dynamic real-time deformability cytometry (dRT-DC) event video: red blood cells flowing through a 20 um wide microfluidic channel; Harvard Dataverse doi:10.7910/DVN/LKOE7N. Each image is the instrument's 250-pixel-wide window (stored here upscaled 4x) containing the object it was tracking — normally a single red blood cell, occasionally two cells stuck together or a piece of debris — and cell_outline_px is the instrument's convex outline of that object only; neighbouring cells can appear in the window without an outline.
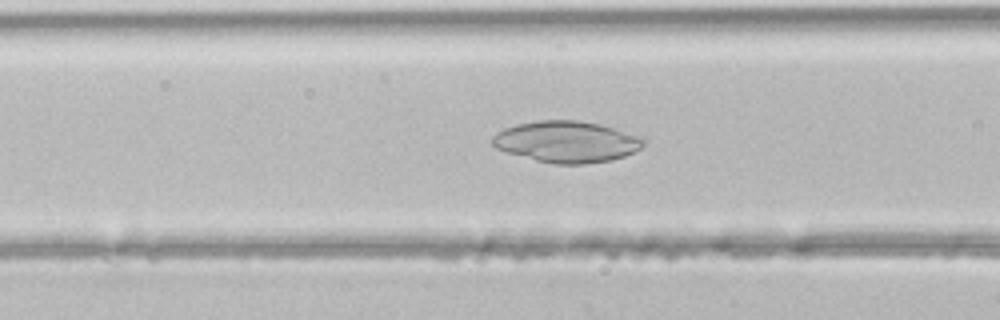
{"species": "common noctule bat (a hibernating species)", "species_latin": "Nyctalus noctula", "temperature_condition": "room temperature", "stored_images_in_passage": 25, "camera_frame_rate_fps": 3000, "um_per_image_px": 0.085, "animal": {"sex": "male", "body_mass_g": 21.5, "forearm_length_mm": 52.0}, "frame": {"image": 1, "passage_image": 6, "time_ms": 1.667, "image_size_px": [1000, 320], "cell_outline_px": [[644, 144], [640, 148], [624, 156], [612, 160], [584, 164], [552, 164], [504, 152], [496, 148], [492, 144], [492, 136], [496, 132], [504, 128], [516, 124], [540, 120], [580, 120], [600, 124], [644, 136]], "centroid_in_image_um": [48.16, 12.04], "position_along_channel_um": 118.4, "area_um2": 36.76}}
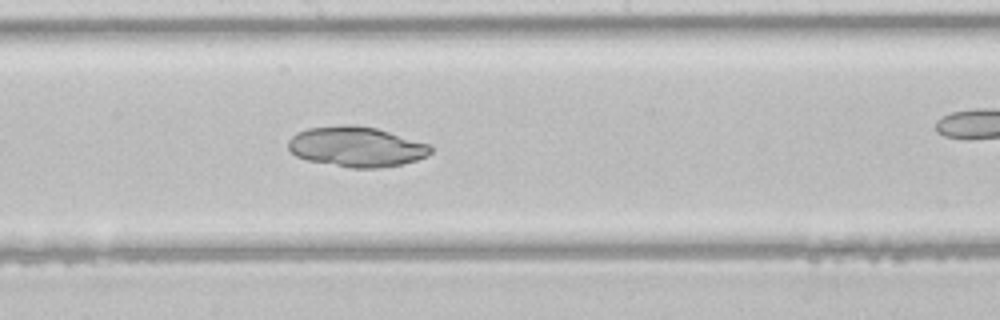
{"frame": {"image": 2, "passage_image": 13, "time_ms": 4.0, "image_size_px": [1000, 320], "cell_outline_px": [[432, 152], [428, 156], [416, 160], [400, 164], [380, 168], [352, 168], [308, 160], [296, 156], [288, 148], [288, 140], [296, 132], [308, 128], [348, 124], [352, 124], [376, 128], [432, 144]], "centroid_in_image_um": [30.32, 12.46], "position_along_channel_um": 217.9, "area_um2": 33.47}}
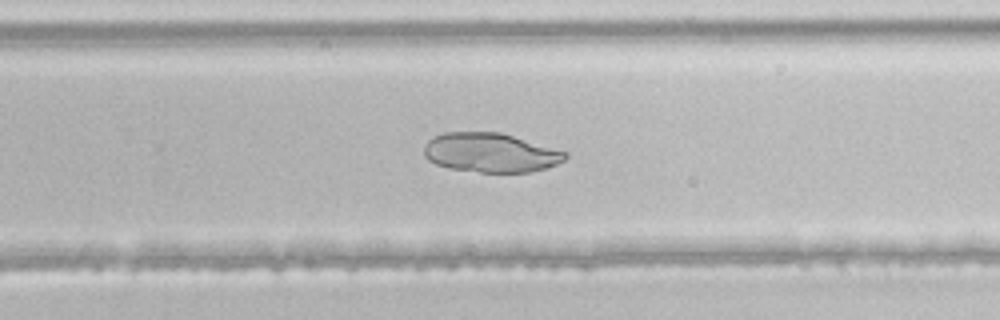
{"frame": {"image": 3, "passage_image": 18, "time_ms": 5.667, "image_size_px": [1000, 320], "cell_outline_px": [[568, 156], [564, 160], [556, 164], [532, 172], [480, 172], [448, 168], [436, 164], [428, 160], [424, 156], [424, 144], [428, 140], [444, 132], [500, 132], [568, 152]], "centroid_in_image_um": [41.68, 12.97], "position_along_channel_um": 288.1, "area_um2": 32.31}}